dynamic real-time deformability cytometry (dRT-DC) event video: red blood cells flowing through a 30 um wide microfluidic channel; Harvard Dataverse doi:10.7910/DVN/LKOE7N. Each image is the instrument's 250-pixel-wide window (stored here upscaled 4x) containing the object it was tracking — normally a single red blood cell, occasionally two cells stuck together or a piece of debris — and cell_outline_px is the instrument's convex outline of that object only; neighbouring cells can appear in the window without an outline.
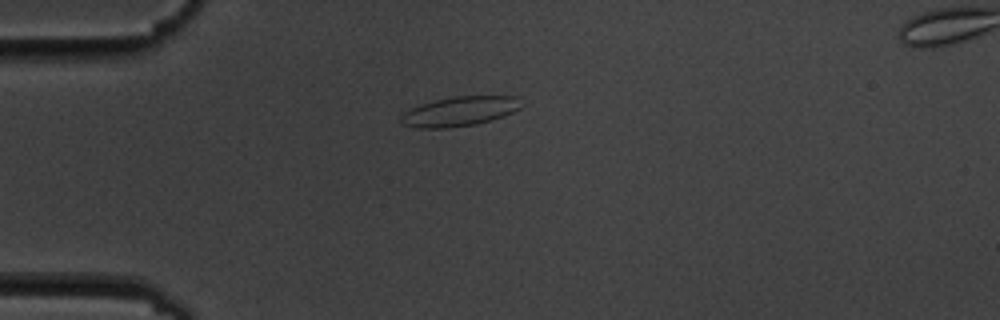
{"species": "common noctule bat (a hibernating species)", "species_latin": "Nyctalus noctula", "temperature_condition": "cold", "stored_images_in_passage": 12, "camera_frame_rate_fps": 3000, "um_per_image_px": 0.085, "animal": {"sex": "male", "body_mass_g": 19.5, "forearm_length_mm": 54.6}, "frame": {"image": 1, "passage_image": 1, "time_ms": 0.0, "image_size_px": [1000, 320], "cell_outline_px": [[524, 104], [520, 108], [504, 116], [492, 120], [476, 124], [448, 128], [416, 128], [404, 124], [400, 120], [400, 116], [404, 112], [420, 104], [452, 96], [516, 96]], "centroid_in_image_um": [39.09, 9.46], "position_along_channel_um": 45.9, "area_um2": 20.81}}
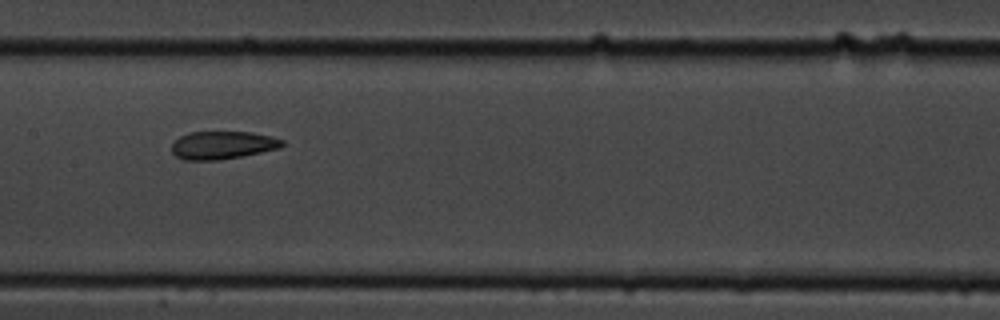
{"frame": {"image": 2, "passage_image": 5, "time_ms": 4.667, "image_size_px": [1000, 320], "cell_outline_px": [[284, 144], [280, 148], [220, 160], [184, 160], [176, 156], [172, 152], [172, 144], [180, 136], [188, 132], [252, 132], [272, 136], [284, 140]], "centroid_in_image_um": [18.92, 12.33], "position_along_channel_um": 188.5, "area_um2": 17.98}}
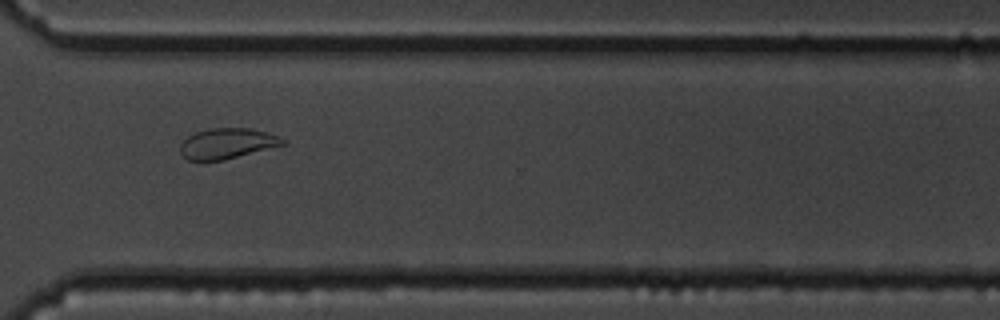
{"frame": {"image": 3, "passage_image": 9, "time_ms": 9.333, "image_size_px": [1000, 320], "cell_outline_px": [[288, 144], [224, 160], [188, 160], [180, 152], [180, 144], [188, 136], [196, 132], [208, 128], [248, 128], [264, 132], [276, 136], [284, 140]], "centroid_in_image_um": [19.3, 12.2], "position_along_channel_um": 351.3, "area_um2": 18.09}, "authors_computed_cell_mechanics": {"area_um2": 18.8428, "velocity_mm_per_s": 3.4948, "shape_relaxation_time_tau1_ms": 7.474, "shape_relaxation_time_tau2_ms": 1.5369, "deformation_change_tau1": 0.1161, "deformation_change_tau2": 0.0407}}